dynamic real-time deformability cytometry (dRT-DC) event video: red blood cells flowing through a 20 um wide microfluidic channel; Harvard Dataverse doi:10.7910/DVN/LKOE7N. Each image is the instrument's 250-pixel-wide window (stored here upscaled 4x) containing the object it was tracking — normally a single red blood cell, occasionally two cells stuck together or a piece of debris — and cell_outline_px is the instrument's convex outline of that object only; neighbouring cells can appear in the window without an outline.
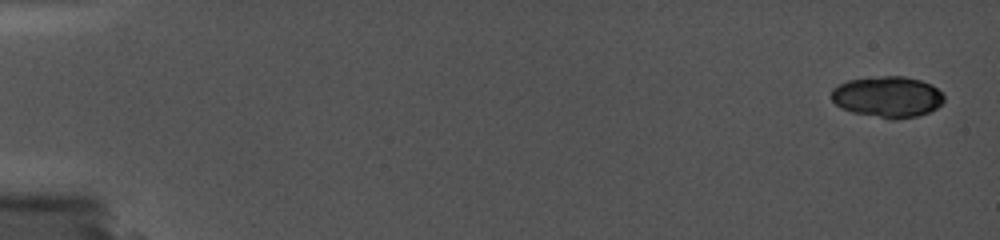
{"species": "common noctule bat (a hibernating species)", "species_latin": "Nyctalus noctula", "temperature_condition": "cold", "stored_images_in_passage": 9, "camera_frame_rate_fps": 5000, "um_per_image_px": 0.085, "animal": {"sex": "female", "body_mass_g": 19.0, "forearm_length_mm": 56.7}, "frame": {"image": 1, "passage_image": 1, "time_ms": 0.0, "image_size_px": [1000, 240], "cell_outline_px": [[944, 100], [936, 108], [928, 112], [916, 116], [892, 120], [852, 112], [840, 108], [832, 100], [832, 88], [848, 80], [884, 76], [904, 76], [920, 80], [932, 84], [944, 96]], "centroid_in_image_um": [75.43, 8.24], "position_along_channel_um": 9.6, "area_um2": 26.88}}
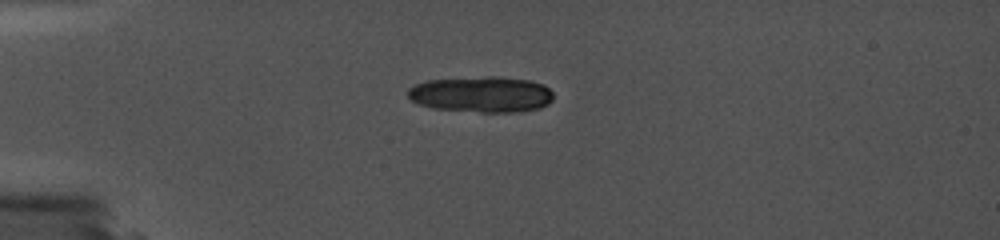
{"frame": {"image": 2, "passage_image": 8, "time_ms": 4.6, "image_size_px": [1000, 240], "cell_outline_px": [[552, 100], [548, 104], [540, 108], [516, 112], [480, 112], [432, 108], [420, 104], [412, 100], [408, 96], [408, 88], [416, 84], [428, 80], [484, 76], [496, 76], [528, 80], [544, 84], [552, 92]], "centroid_in_image_um": [40.93, 8.02], "position_along_channel_um": 44.1, "area_um2": 30.52}}